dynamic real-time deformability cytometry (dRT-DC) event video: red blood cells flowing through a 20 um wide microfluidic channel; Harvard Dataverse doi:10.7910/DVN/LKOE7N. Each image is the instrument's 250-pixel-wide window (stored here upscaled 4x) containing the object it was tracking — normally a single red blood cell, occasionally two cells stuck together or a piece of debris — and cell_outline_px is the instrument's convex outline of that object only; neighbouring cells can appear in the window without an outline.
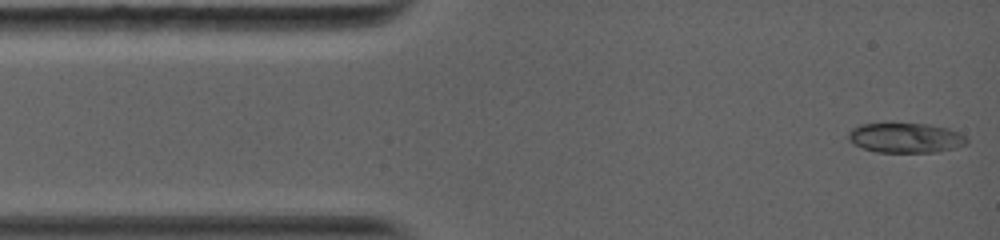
{"species": "common noctule bat (a hibernating species)", "species_latin": "Nyctalus noctula", "temperature_condition": "warm", "stored_images_in_passage": 49, "camera_frame_rate_fps": 5000, "um_per_image_px": 0.085, "animal": {"sex": "female", "body_mass_g": 19.0, "forearm_length_mm": 56.7}, "frame": {"image": 1, "passage_image": 1, "time_ms": 0.0, "image_size_px": [1000, 240], "cell_outline_px": [[968, 144], [956, 148], [936, 152], [876, 152], [852, 144], [848, 140], [848, 132], [852, 128], [860, 124], [928, 124], [948, 128], [964, 136], [968, 140]], "centroid_in_image_um": [76.96, 11.73], "position_along_channel_um": 8.0, "area_um2": 20.58}}
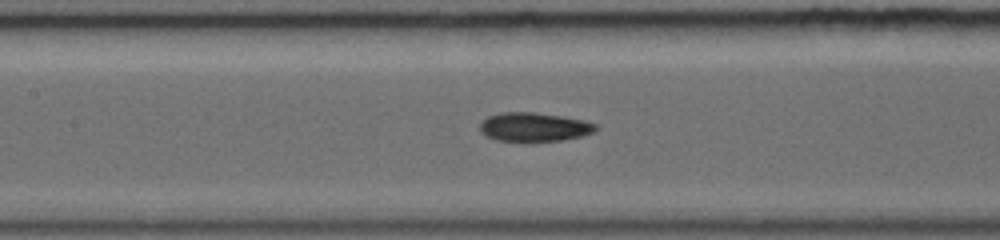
{"frame": {"image": 2, "passage_image": 14, "time_ms": 5.4, "image_size_px": [1000, 240], "cell_outline_px": [[596, 132], [584, 136], [564, 140], [528, 144], [496, 140], [484, 136], [480, 132], [480, 124], [488, 116], [500, 112], [532, 112], [564, 116], [584, 120], [596, 124]], "centroid_in_image_um": [45.4, 10.84], "position_along_channel_um": 162.0, "area_um2": 20.46}}
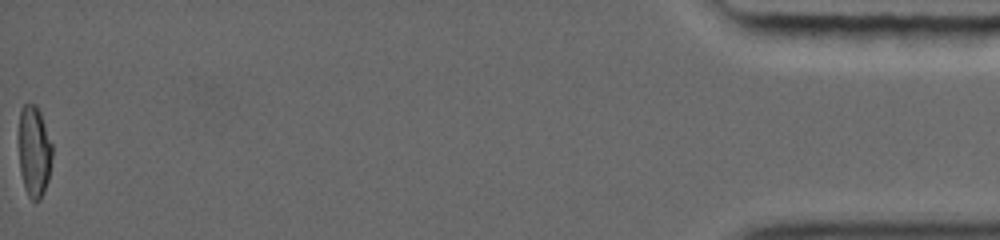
{"frame": {"image": 3, "passage_image": 49, "time_ms": 15.4, "image_size_px": [1000, 240], "cell_outline_px": [[52, 156], [48, 180], [44, 192], [40, 200], [32, 200], [28, 196], [24, 188], [20, 172], [16, 136], [20, 108], [24, 104], [36, 104], [40, 112], [52, 144]], "centroid_in_image_um": [2.85, 12.84], "position_along_channel_um": 432.4, "area_um2": 18.55}, "authors_computed_cell_mechanics": {"area_um2": 18.7272, "velocity_mm_per_s": 4.1298, "shape_relaxation_time_tau1_ms": 5.8855, "shape_relaxation_time_tau2_ms": 1.3849, "deformation_change_tau1": 0.2032, "deformation_change_tau2": 0.0424}}